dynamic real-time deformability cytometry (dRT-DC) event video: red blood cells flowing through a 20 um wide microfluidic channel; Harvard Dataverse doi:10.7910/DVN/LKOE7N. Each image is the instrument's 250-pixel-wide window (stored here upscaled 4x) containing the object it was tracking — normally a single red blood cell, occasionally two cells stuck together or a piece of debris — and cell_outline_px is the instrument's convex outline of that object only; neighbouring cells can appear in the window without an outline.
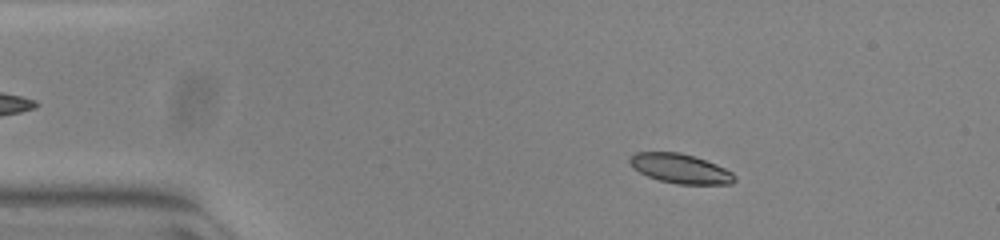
{"species": "common noctule bat (a hibernating species)", "species_latin": "Nyctalus noctula", "temperature_condition": "warm", "stored_images_in_passage": 53, "camera_frame_rate_fps": 3000, "um_per_image_px": 0.085, "animal": {"sex": "female", "body_mass_g": 23.0, "forearm_length_mm": 53.4}, "frame": {"image": 1, "passage_image": 9, "time_ms": 2.667, "image_size_px": [1000, 240], "cell_outline_px": [[736, 180], [732, 184], [676, 184], [660, 180], [648, 176], [632, 168], [628, 160], [636, 152], [680, 152], [716, 164], [732, 172], [736, 176]], "centroid_in_image_um": [57.83, 14.33], "position_along_channel_um": 27.2, "area_um2": 17.92}}
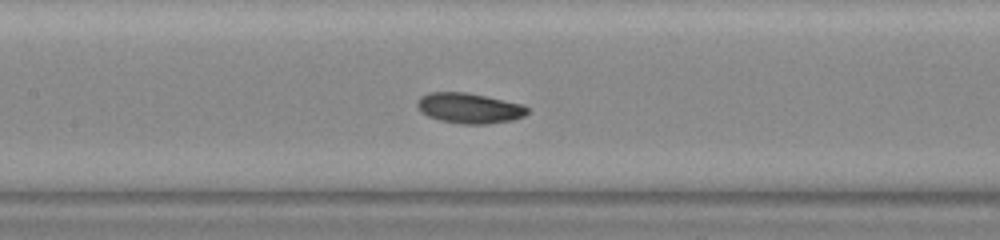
{"frame": {"image": 2, "passage_image": 25, "time_ms": 8.0, "image_size_px": [1000, 240], "cell_outline_px": [[528, 112], [524, 116], [512, 120], [488, 124], [460, 124], [440, 120], [428, 116], [420, 112], [416, 104], [416, 100], [420, 96], [428, 92], [468, 92], [524, 104], [528, 108]], "centroid_in_image_um": [39.87, 9.18], "position_along_channel_um": 167.5, "area_um2": 19.77}}
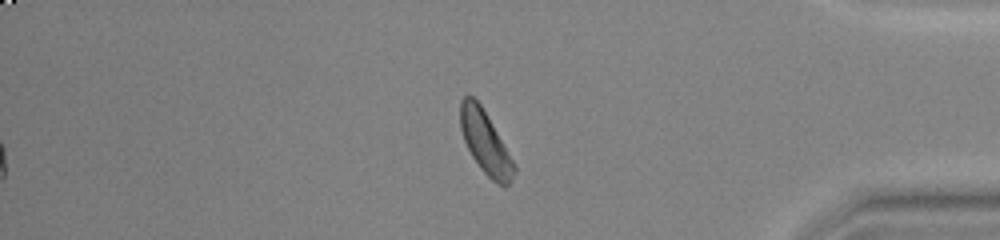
{"frame": {"image": 3, "passage_image": 45, "time_ms": 14.667, "image_size_px": [1000, 240], "cell_outline_px": [[516, 172], [508, 184], [504, 188], [496, 184], [480, 168], [472, 156], [464, 140], [460, 128], [460, 100], [464, 96], [472, 96], [480, 104], [492, 124], [512, 160], [516, 168]], "centroid_in_image_um": [41.23, 12.13], "position_along_channel_um": 394.0, "area_um2": 19.25}, "authors_computed_cell_mechanics": {"area_um2": 19.074, "velocity_mm_per_s": 3.8466, "shape_relaxation_time_tau1_ms": 2.0444, "shape_relaxation_time_tau2_ms": null, "deformation_change_tau1": 0.0787, "deformation_change_tau2": null}}